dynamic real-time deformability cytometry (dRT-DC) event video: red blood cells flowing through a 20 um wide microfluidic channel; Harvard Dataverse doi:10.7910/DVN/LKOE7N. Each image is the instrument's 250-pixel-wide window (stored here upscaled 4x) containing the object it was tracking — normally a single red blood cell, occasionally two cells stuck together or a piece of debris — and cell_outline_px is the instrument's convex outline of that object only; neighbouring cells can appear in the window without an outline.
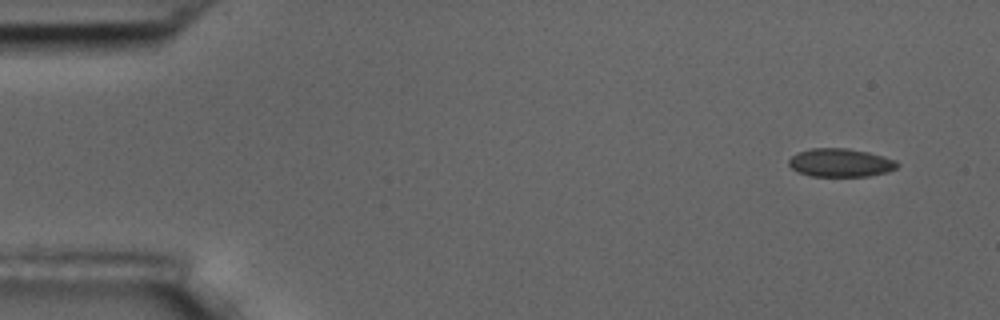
{"species": "common noctule bat (a hibernating species)", "species_latin": "Nyctalus noctula", "temperature_condition": "room temperature", "stored_images_in_passage": 6, "camera_frame_rate_fps": 3000, "um_per_image_px": 0.085, "animal": {"sex": "male", "body_mass_g": 17.5, "forearm_length_mm": 52.3}, "frame": {"image": 1, "passage_image": 1, "time_ms": 0.0, "image_size_px": [1000, 320], "cell_outline_px": [[900, 164], [896, 168], [888, 172], [868, 176], [812, 176], [800, 172], [792, 168], [788, 164], [788, 160], [796, 152], [812, 148], [848, 148], [868, 152], [884, 156], [896, 160]], "centroid_in_image_um": [71.46, 13.82], "position_along_channel_um": 13.5, "area_um2": 17.98}}
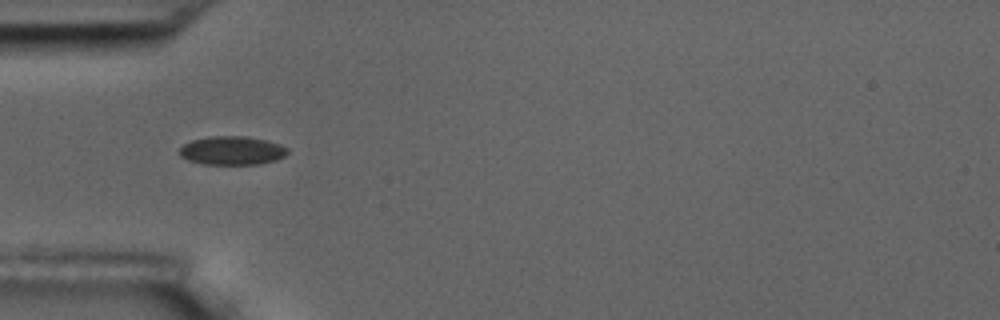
{"frame": {"image": 2, "passage_image": 5, "time_ms": 4.667, "image_size_px": [1000, 320], "cell_outline_px": [[288, 152], [284, 156], [276, 160], [260, 164], [204, 164], [188, 160], [180, 156], [180, 148], [184, 144], [192, 140], [212, 136], [244, 136], [264, 140], [280, 144], [288, 148]], "centroid_in_image_um": [19.73, 12.8], "position_along_channel_um": 65.3, "area_um2": 17.92}}